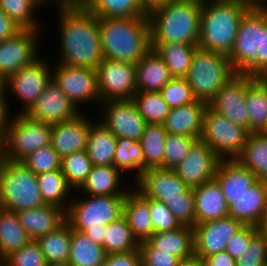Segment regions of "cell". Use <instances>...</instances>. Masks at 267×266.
I'll return each instance as SVG.
<instances>
[{"mask_svg":"<svg viewBox=\"0 0 267 266\" xmlns=\"http://www.w3.org/2000/svg\"><path fill=\"white\" fill-rule=\"evenodd\" d=\"M267 201V181L257 180L228 206V216L243 225L258 227L263 219Z\"/></svg>","mask_w":267,"mask_h":266,"instance_id":"cell-22","label":"cell"},{"mask_svg":"<svg viewBox=\"0 0 267 266\" xmlns=\"http://www.w3.org/2000/svg\"><path fill=\"white\" fill-rule=\"evenodd\" d=\"M246 106L249 115V133H258L267 119V81L255 77L247 86Z\"/></svg>","mask_w":267,"mask_h":266,"instance_id":"cell-35","label":"cell"},{"mask_svg":"<svg viewBox=\"0 0 267 266\" xmlns=\"http://www.w3.org/2000/svg\"><path fill=\"white\" fill-rule=\"evenodd\" d=\"M151 48L162 58L174 78H185L198 45L183 43H151Z\"/></svg>","mask_w":267,"mask_h":266,"instance_id":"cell-32","label":"cell"},{"mask_svg":"<svg viewBox=\"0 0 267 266\" xmlns=\"http://www.w3.org/2000/svg\"><path fill=\"white\" fill-rule=\"evenodd\" d=\"M149 209L154 232L172 231L182 226L165 203L149 199Z\"/></svg>","mask_w":267,"mask_h":266,"instance_id":"cell-52","label":"cell"},{"mask_svg":"<svg viewBox=\"0 0 267 266\" xmlns=\"http://www.w3.org/2000/svg\"><path fill=\"white\" fill-rule=\"evenodd\" d=\"M135 66L136 91L159 92L173 78L154 49L147 52Z\"/></svg>","mask_w":267,"mask_h":266,"instance_id":"cell-28","label":"cell"},{"mask_svg":"<svg viewBox=\"0 0 267 266\" xmlns=\"http://www.w3.org/2000/svg\"><path fill=\"white\" fill-rule=\"evenodd\" d=\"M16 214L31 240H37L40 236L57 229L66 221V210L52 204L22 210Z\"/></svg>","mask_w":267,"mask_h":266,"instance_id":"cell-26","label":"cell"},{"mask_svg":"<svg viewBox=\"0 0 267 266\" xmlns=\"http://www.w3.org/2000/svg\"><path fill=\"white\" fill-rule=\"evenodd\" d=\"M202 4L170 0L148 10L151 43L198 45Z\"/></svg>","mask_w":267,"mask_h":266,"instance_id":"cell-3","label":"cell"},{"mask_svg":"<svg viewBox=\"0 0 267 266\" xmlns=\"http://www.w3.org/2000/svg\"><path fill=\"white\" fill-rule=\"evenodd\" d=\"M221 160L204 141L198 139L175 172L189 188H194L215 178Z\"/></svg>","mask_w":267,"mask_h":266,"instance_id":"cell-19","label":"cell"},{"mask_svg":"<svg viewBox=\"0 0 267 266\" xmlns=\"http://www.w3.org/2000/svg\"><path fill=\"white\" fill-rule=\"evenodd\" d=\"M21 28L0 9V41L14 36Z\"/></svg>","mask_w":267,"mask_h":266,"instance_id":"cell-57","label":"cell"},{"mask_svg":"<svg viewBox=\"0 0 267 266\" xmlns=\"http://www.w3.org/2000/svg\"><path fill=\"white\" fill-rule=\"evenodd\" d=\"M40 6L44 5L39 0H0V9L21 29L41 30L34 14Z\"/></svg>","mask_w":267,"mask_h":266,"instance_id":"cell-44","label":"cell"},{"mask_svg":"<svg viewBox=\"0 0 267 266\" xmlns=\"http://www.w3.org/2000/svg\"><path fill=\"white\" fill-rule=\"evenodd\" d=\"M193 195L195 224L228 216V204L215 178L194 187Z\"/></svg>","mask_w":267,"mask_h":266,"instance_id":"cell-25","label":"cell"},{"mask_svg":"<svg viewBox=\"0 0 267 266\" xmlns=\"http://www.w3.org/2000/svg\"><path fill=\"white\" fill-rule=\"evenodd\" d=\"M250 4L240 0H207L202 4L198 48L229 55L240 22Z\"/></svg>","mask_w":267,"mask_h":266,"instance_id":"cell-4","label":"cell"},{"mask_svg":"<svg viewBox=\"0 0 267 266\" xmlns=\"http://www.w3.org/2000/svg\"><path fill=\"white\" fill-rule=\"evenodd\" d=\"M35 241L40 246L49 265L68 262L71 247V226L67 221Z\"/></svg>","mask_w":267,"mask_h":266,"instance_id":"cell-34","label":"cell"},{"mask_svg":"<svg viewBox=\"0 0 267 266\" xmlns=\"http://www.w3.org/2000/svg\"><path fill=\"white\" fill-rule=\"evenodd\" d=\"M258 229H259V231L267 234V201H266L265 213H264V216H263V219H262L260 225L258 226Z\"/></svg>","mask_w":267,"mask_h":266,"instance_id":"cell-63","label":"cell"},{"mask_svg":"<svg viewBox=\"0 0 267 266\" xmlns=\"http://www.w3.org/2000/svg\"><path fill=\"white\" fill-rule=\"evenodd\" d=\"M56 7L59 10L60 63L96 69L104 59L98 18L82 3Z\"/></svg>","mask_w":267,"mask_h":266,"instance_id":"cell-1","label":"cell"},{"mask_svg":"<svg viewBox=\"0 0 267 266\" xmlns=\"http://www.w3.org/2000/svg\"><path fill=\"white\" fill-rule=\"evenodd\" d=\"M132 100L147 124L163 125L171 109L159 92L136 91Z\"/></svg>","mask_w":267,"mask_h":266,"instance_id":"cell-43","label":"cell"},{"mask_svg":"<svg viewBox=\"0 0 267 266\" xmlns=\"http://www.w3.org/2000/svg\"><path fill=\"white\" fill-rule=\"evenodd\" d=\"M170 108L190 104L196 100L186 78H172L160 91Z\"/></svg>","mask_w":267,"mask_h":266,"instance_id":"cell-49","label":"cell"},{"mask_svg":"<svg viewBox=\"0 0 267 266\" xmlns=\"http://www.w3.org/2000/svg\"><path fill=\"white\" fill-rule=\"evenodd\" d=\"M236 266H266L267 265V234L258 231L248 244L243 255L235 259Z\"/></svg>","mask_w":267,"mask_h":266,"instance_id":"cell-50","label":"cell"},{"mask_svg":"<svg viewBox=\"0 0 267 266\" xmlns=\"http://www.w3.org/2000/svg\"><path fill=\"white\" fill-rule=\"evenodd\" d=\"M249 132L207 107L200 139L222 160L236 159L244 150Z\"/></svg>","mask_w":267,"mask_h":266,"instance_id":"cell-10","label":"cell"},{"mask_svg":"<svg viewBox=\"0 0 267 266\" xmlns=\"http://www.w3.org/2000/svg\"><path fill=\"white\" fill-rule=\"evenodd\" d=\"M97 120L90 127L86 152L93 166H113L117 138L99 119Z\"/></svg>","mask_w":267,"mask_h":266,"instance_id":"cell-31","label":"cell"},{"mask_svg":"<svg viewBox=\"0 0 267 266\" xmlns=\"http://www.w3.org/2000/svg\"><path fill=\"white\" fill-rule=\"evenodd\" d=\"M142 266H179L181 260L169 252H157L148 240L139 242Z\"/></svg>","mask_w":267,"mask_h":266,"instance_id":"cell-53","label":"cell"},{"mask_svg":"<svg viewBox=\"0 0 267 266\" xmlns=\"http://www.w3.org/2000/svg\"><path fill=\"white\" fill-rule=\"evenodd\" d=\"M164 125L147 124L140 138L143 153V172L147 168H163L165 139Z\"/></svg>","mask_w":267,"mask_h":266,"instance_id":"cell-40","label":"cell"},{"mask_svg":"<svg viewBox=\"0 0 267 266\" xmlns=\"http://www.w3.org/2000/svg\"><path fill=\"white\" fill-rule=\"evenodd\" d=\"M81 112L75 118L53 124L51 128V145L55 152L65 156L86 150L90 127L94 121ZM90 118V119H89Z\"/></svg>","mask_w":267,"mask_h":266,"instance_id":"cell-21","label":"cell"},{"mask_svg":"<svg viewBox=\"0 0 267 266\" xmlns=\"http://www.w3.org/2000/svg\"><path fill=\"white\" fill-rule=\"evenodd\" d=\"M104 106L101 121L116 137L140 141L147 125L139 114L132 99L109 100L101 102Z\"/></svg>","mask_w":267,"mask_h":266,"instance_id":"cell-16","label":"cell"},{"mask_svg":"<svg viewBox=\"0 0 267 266\" xmlns=\"http://www.w3.org/2000/svg\"><path fill=\"white\" fill-rule=\"evenodd\" d=\"M66 3H82L84 0H64Z\"/></svg>","mask_w":267,"mask_h":266,"instance_id":"cell-69","label":"cell"},{"mask_svg":"<svg viewBox=\"0 0 267 266\" xmlns=\"http://www.w3.org/2000/svg\"><path fill=\"white\" fill-rule=\"evenodd\" d=\"M254 78L247 74L235 73L208 102V107L249 132L246 94L247 86Z\"/></svg>","mask_w":267,"mask_h":266,"instance_id":"cell-13","label":"cell"},{"mask_svg":"<svg viewBox=\"0 0 267 266\" xmlns=\"http://www.w3.org/2000/svg\"><path fill=\"white\" fill-rule=\"evenodd\" d=\"M102 266H142L140 250L127 253L106 254Z\"/></svg>","mask_w":267,"mask_h":266,"instance_id":"cell-55","label":"cell"},{"mask_svg":"<svg viewBox=\"0 0 267 266\" xmlns=\"http://www.w3.org/2000/svg\"><path fill=\"white\" fill-rule=\"evenodd\" d=\"M31 241L16 212L0 208V259Z\"/></svg>","mask_w":267,"mask_h":266,"instance_id":"cell-39","label":"cell"},{"mask_svg":"<svg viewBox=\"0 0 267 266\" xmlns=\"http://www.w3.org/2000/svg\"><path fill=\"white\" fill-rule=\"evenodd\" d=\"M215 179L218 181L228 206L256 181L255 175L236 159H223L218 164Z\"/></svg>","mask_w":267,"mask_h":266,"instance_id":"cell-24","label":"cell"},{"mask_svg":"<svg viewBox=\"0 0 267 266\" xmlns=\"http://www.w3.org/2000/svg\"><path fill=\"white\" fill-rule=\"evenodd\" d=\"M7 97H0V140L3 138L10 116V104L7 103ZM10 111V112H9Z\"/></svg>","mask_w":267,"mask_h":266,"instance_id":"cell-59","label":"cell"},{"mask_svg":"<svg viewBox=\"0 0 267 266\" xmlns=\"http://www.w3.org/2000/svg\"><path fill=\"white\" fill-rule=\"evenodd\" d=\"M21 163L36 175L61 170V158L51 144L37 149Z\"/></svg>","mask_w":267,"mask_h":266,"instance_id":"cell-47","label":"cell"},{"mask_svg":"<svg viewBox=\"0 0 267 266\" xmlns=\"http://www.w3.org/2000/svg\"><path fill=\"white\" fill-rule=\"evenodd\" d=\"M49 266H72L69 262H60V263H53Z\"/></svg>","mask_w":267,"mask_h":266,"instance_id":"cell-67","label":"cell"},{"mask_svg":"<svg viewBox=\"0 0 267 266\" xmlns=\"http://www.w3.org/2000/svg\"><path fill=\"white\" fill-rule=\"evenodd\" d=\"M143 5L146 7L147 10L151 9L152 7L165 3L166 1L170 0H141Z\"/></svg>","mask_w":267,"mask_h":266,"instance_id":"cell-62","label":"cell"},{"mask_svg":"<svg viewBox=\"0 0 267 266\" xmlns=\"http://www.w3.org/2000/svg\"><path fill=\"white\" fill-rule=\"evenodd\" d=\"M176 1H193V2H197L199 4H203L207 0H176Z\"/></svg>","mask_w":267,"mask_h":266,"instance_id":"cell-70","label":"cell"},{"mask_svg":"<svg viewBox=\"0 0 267 266\" xmlns=\"http://www.w3.org/2000/svg\"><path fill=\"white\" fill-rule=\"evenodd\" d=\"M51 79L26 115L50 125L68 121L81 112Z\"/></svg>","mask_w":267,"mask_h":266,"instance_id":"cell-18","label":"cell"},{"mask_svg":"<svg viewBox=\"0 0 267 266\" xmlns=\"http://www.w3.org/2000/svg\"><path fill=\"white\" fill-rule=\"evenodd\" d=\"M82 4L96 17L135 18L148 16L141 0H84Z\"/></svg>","mask_w":267,"mask_h":266,"instance_id":"cell-33","label":"cell"},{"mask_svg":"<svg viewBox=\"0 0 267 266\" xmlns=\"http://www.w3.org/2000/svg\"><path fill=\"white\" fill-rule=\"evenodd\" d=\"M257 180L267 181V136L250 133L244 150L236 158Z\"/></svg>","mask_w":267,"mask_h":266,"instance_id":"cell-38","label":"cell"},{"mask_svg":"<svg viewBox=\"0 0 267 266\" xmlns=\"http://www.w3.org/2000/svg\"><path fill=\"white\" fill-rule=\"evenodd\" d=\"M243 226L231 216L195 224V256L204 259L212 254L224 252L228 240Z\"/></svg>","mask_w":267,"mask_h":266,"instance_id":"cell-17","label":"cell"},{"mask_svg":"<svg viewBox=\"0 0 267 266\" xmlns=\"http://www.w3.org/2000/svg\"><path fill=\"white\" fill-rule=\"evenodd\" d=\"M105 231H106V225L101 224V227L86 228L82 231V233L85 236L89 237L92 241H94L98 245L103 246Z\"/></svg>","mask_w":267,"mask_h":266,"instance_id":"cell-60","label":"cell"},{"mask_svg":"<svg viewBox=\"0 0 267 266\" xmlns=\"http://www.w3.org/2000/svg\"><path fill=\"white\" fill-rule=\"evenodd\" d=\"M103 248L106 254L139 250V242L133 236L128 221L124 216L106 225Z\"/></svg>","mask_w":267,"mask_h":266,"instance_id":"cell-41","label":"cell"},{"mask_svg":"<svg viewBox=\"0 0 267 266\" xmlns=\"http://www.w3.org/2000/svg\"><path fill=\"white\" fill-rule=\"evenodd\" d=\"M50 65L44 58L39 57L32 64L22 67L6 80V93L12 92L15 97L17 96V100L22 101L24 107H21L22 110L15 114H26L35 104L52 79V67Z\"/></svg>","mask_w":267,"mask_h":266,"instance_id":"cell-12","label":"cell"},{"mask_svg":"<svg viewBox=\"0 0 267 266\" xmlns=\"http://www.w3.org/2000/svg\"><path fill=\"white\" fill-rule=\"evenodd\" d=\"M106 253L103 246L98 245L82 232L71 228V247L68 262L72 266H102Z\"/></svg>","mask_w":267,"mask_h":266,"instance_id":"cell-37","label":"cell"},{"mask_svg":"<svg viewBox=\"0 0 267 266\" xmlns=\"http://www.w3.org/2000/svg\"><path fill=\"white\" fill-rule=\"evenodd\" d=\"M93 168L86 150L69 154L61 159V171L69 186L77 190Z\"/></svg>","mask_w":267,"mask_h":266,"instance_id":"cell-45","label":"cell"},{"mask_svg":"<svg viewBox=\"0 0 267 266\" xmlns=\"http://www.w3.org/2000/svg\"><path fill=\"white\" fill-rule=\"evenodd\" d=\"M166 205L181 225L190 227L195 225V202L193 188H189L182 194V197L169 200Z\"/></svg>","mask_w":267,"mask_h":266,"instance_id":"cell-51","label":"cell"},{"mask_svg":"<svg viewBox=\"0 0 267 266\" xmlns=\"http://www.w3.org/2000/svg\"><path fill=\"white\" fill-rule=\"evenodd\" d=\"M123 173L114 166H93L85 181L76 191L84 195H126L129 189L121 188ZM122 176V177H121Z\"/></svg>","mask_w":267,"mask_h":266,"instance_id":"cell-30","label":"cell"},{"mask_svg":"<svg viewBox=\"0 0 267 266\" xmlns=\"http://www.w3.org/2000/svg\"><path fill=\"white\" fill-rule=\"evenodd\" d=\"M39 32L21 29L14 36L0 41V75L5 80L40 57Z\"/></svg>","mask_w":267,"mask_h":266,"instance_id":"cell-15","label":"cell"},{"mask_svg":"<svg viewBox=\"0 0 267 266\" xmlns=\"http://www.w3.org/2000/svg\"><path fill=\"white\" fill-rule=\"evenodd\" d=\"M258 133L267 136V119H266L264 127Z\"/></svg>","mask_w":267,"mask_h":266,"instance_id":"cell-68","label":"cell"},{"mask_svg":"<svg viewBox=\"0 0 267 266\" xmlns=\"http://www.w3.org/2000/svg\"><path fill=\"white\" fill-rule=\"evenodd\" d=\"M263 32V6H251L243 15L233 49L228 55L236 74L259 77V51Z\"/></svg>","mask_w":267,"mask_h":266,"instance_id":"cell-8","label":"cell"},{"mask_svg":"<svg viewBox=\"0 0 267 266\" xmlns=\"http://www.w3.org/2000/svg\"><path fill=\"white\" fill-rule=\"evenodd\" d=\"M125 196L123 216L127 219L133 236L138 242L147 240L154 232L149 209V198L144 197L136 188Z\"/></svg>","mask_w":267,"mask_h":266,"instance_id":"cell-27","label":"cell"},{"mask_svg":"<svg viewBox=\"0 0 267 266\" xmlns=\"http://www.w3.org/2000/svg\"><path fill=\"white\" fill-rule=\"evenodd\" d=\"M113 166L123 173L127 170L134 171V180H136L143 172V153L140 141L124 137L117 138Z\"/></svg>","mask_w":267,"mask_h":266,"instance_id":"cell-42","label":"cell"},{"mask_svg":"<svg viewBox=\"0 0 267 266\" xmlns=\"http://www.w3.org/2000/svg\"><path fill=\"white\" fill-rule=\"evenodd\" d=\"M44 204L37 175L21 162L0 157V208L17 213Z\"/></svg>","mask_w":267,"mask_h":266,"instance_id":"cell-5","label":"cell"},{"mask_svg":"<svg viewBox=\"0 0 267 266\" xmlns=\"http://www.w3.org/2000/svg\"><path fill=\"white\" fill-rule=\"evenodd\" d=\"M234 74L228 55L197 48L185 78L194 97L208 103Z\"/></svg>","mask_w":267,"mask_h":266,"instance_id":"cell-7","label":"cell"},{"mask_svg":"<svg viewBox=\"0 0 267 266\" xmlns=\"http://www.w3.org/2000/svg\"><path fill=\"white\" fill-rule=\"evenodd\" d=\"M147 240L157 252H169L181 261L195 256L193 227L182 225L172 231L153 232Z\"/></svg>","mask_w":267,"mask_h":266,"instance_id":"cell-29","label":"cell"},{"mask_svg":"<svg viewBox=\"0 0 267 266\" xmlns=\"http://www.w3.org/2000/svg\"><path fill=\"white\" fill-rule=\"evenodd\" d=\"M97 18L105 59L136 64L152 49L148 16Z\"/></svg>","mask_w":267,"mask_h":266,"instance_id":"cell-2","label":"cell"},{"mask_svg":"<svg viewBox=\"0 0 267 266\" xmlns=\"http://www.w3.org/2000/svg\"><path fill=\"white\" fill-rule=\"evenodd\" d=\"M185 135L167 133L165 139L164 169L175 170L188 156L192 145L197 141Z\"/></svg>","mask_w":267,"mask_h":266,"instance_id":"cell-46","label":"cell"},{"mask_svg":"<svg viewBox=\"0 0 267 266\" xmlns=\"http://www.w3.org/2000/svg\"><path fill=\"white\" fill-rule=\"evenodd\" d=\"M208 103L199 99L180 107L171 108L164 122L167 133L200 139L203 114Z\"/></svg>","mask_w":267,"mask_h":266,"instance_id":"cell-23","label":"cell"},{"mask_svg":"<svg viewBox=\"0 0 267 266\" xmlns=\"http://www.w3.org/2000/svg\"><path fill=\"white\" fill-rule=\"evenodd\" d=\"M8 93H6V80L0 75V97H8L6 96Z\"/></svg>","mask_w":267,"mask_h":266,"instance_id":"cell-64","label":"cell"},{"mask_svg":"<svg viewBox=\"0 0 267 266\" xmlns=\"http://www.w3.org/2000/svg\"><path fill=\"white\" fill-rule=\"evenodd\" d=\"M259 231L258 227L244 225L227 243L226 252L234 259L239 258L248 249L250 239Z\"/></svg>","mask_w":267,"mask_h":266,"instance_id":"cell-54","label":"cell"},{"mask_svg":"<svg viewBox=\"0 0 267 266\" xmlns=\"http://www.w3.org/2000/svg\"><path fill=\"white\" fill-rule=\"evenodd\" d=\"M179 266H207L204 259L199 258L197 256H193L192 258L182 260Z\"/></svg>","mask_w":267,"mask_h":266,"instance_id":"cell-61","label":"cell"},{"mask_svg":"<svg viewBox=\"0 0 267 266\" xmlns=\"http://www.w3.org/2000/svg\"><path fill=\"white\" fill-rule=\"evenodd\" d=\"M41 198L45 204L57 205L64 210L68 209L70 204V192L73 189L69 186L61 170L46 172L37 175ZM67 199V201H66Z\"/></svg>","mask_w":267,"mask_h":266,"instance_id":"cell-36","label":"cell"},{"mask_svg":"<svg viewBox=\"0 0 267 266\" xmlns=\"http://www.w3.org/2000/svg\"><path fill=\"white\" fill-rule=\"evenodd\" d=\"M0 266H5L3 259H0Z\"/></svg>","mask_w":267,"mask_h":266,"instance_id":"cell-71","label":"cell"},{"mask_svg":"<svg viewBox=\"0 0 267 266\" xmlns=\"http://www.w3.org/2000/svg\"><path fill=\"white\" fill-rule=\"evenodd\" d=\"M204 260L207 266H236L235 259L226 251L212 254Z\"/></svg>","mask_w":267,"mask_h":266,"instance_id":"cell-58","label":"cell"},{"mask_svg":"<svg viewBox=\"0 0 267 266\" xmlns=\"http://www.w3.org/2000/svg\"><path fill=\"white\" fill-rule=\"evenodd\" d=\"M5 266H49L40 246L31 240L20 249L10 252L3 258Z\"/></svg>","mask_w":267,"mask_h":266,"instance_id":"cell-48","label":"cell"},{"mask_svg":"<svg viewBox=\"0 0 267 266\" xmlns=\"http://www.w3.org/2000/svg\"><path fill=\"white\" fill-rule=\"evenodd\" d=\"M39 1H40L42 4H44L46 7H47L46 4H48L50 1L53 3V0H39ZM56 2H57V3H56ZM54 3L58 4L57 6L66 4V2H65L64 0H55Z\"/></svg>","mask_w":267,"mask_h":266,"instance_id":"cell-66","label":"cell"},{"mask_svg":"<svg viewBox=\"0 0 267 266\" xmlns=\"http://www.w3.org/2000/svg\"><path fill=\"white\" fill-rule=\"evenodd\" d=\"M125 196L72 197L66 210V221L73 230L79 232L86 228L101 227V224L108 225L123 216Z\"/></svg>","mask_w":267,"mask_h":266,"instance_id":"cell-9","label":"cell"},{"mask_svg":"<svg viewBox=\"0 0 267 266\" xmlns=\"http://www.w3.org/2000/svg\"><path fill=\"white\" fill-rule=\"evenodd\" d=\"M14 116L8 118L0 140V157L21 162L37 149L51 144L52 125L30 119L26 114Z\"/></svg>","mask_w":267,"mask_h":266,"instance_id":"cell-6","label":"cell"},{"mask_svg":"<svg viewBox=\"0 0 267 266\" xmlns=\"http://www.w3.org/2000/svg\"><path fill=\"white\" fill-rule=\"evenodd\" d=\"M240 1H244L248 4H250L251 6H266V1L267 0H240Z\"/></svg>","mask_w":267,"mask_h":266,"instance_id":"cell-65","label":"cell"},{"mask_svg":"<svg viewBox=\"0 0 267 266\" xmlns=\"http://www.w3.org/2000/svg\"><path fill=\"white\" fill-rule=\"evenodd\" d=\"M100 102L132 99L136 92L134 63L103 59L96 68Z\"/></svg>","mask_w":267,"mask_h":266,"instance_id":"cell-11","label":"cell"},{"mask_svg":"<svg viewBox=\"0 0 267 266\" xmlns=\"http://www.w3.org/2000/svg\"><path fill=\"white\" fill-rule=\"evenodd\" d=\"M51 72L52 80L77 108L94 99L100 104L96 69L58 63Z\"/></svg>","mask_w":267,"mask_h":266,"instance_id":"cell-14","label":"cell"},{"mask_svg":"<svg viewBox=\"0 0 267 266\" xmlns=\"http://www.w3.org/2000/svg\"><path fill=\"white\" fill-rule=\"evenodd\" d=\"M259 51V77L267 75V5L263 6V32H261Z\"/></svg>","mask_w":267,"mask_h":266,"instance_id":"cell-56","label":"cell"},{"mask_svg":"<svg viewBox=\"0 0 267 266\" xmlns=\"http://www.w3.org/2000/svg\"><path fill=\"white\" fill-rule=\"evenodd\" d=\"M136 189L146 198L167 203L169 200L182 197L189 187L178 176L175 170L147 168L135 180Z\"/></svg>","mask_w":267,"mask_h":266,"instance_id":"cell-20","label":"cell"}]
</instances>
